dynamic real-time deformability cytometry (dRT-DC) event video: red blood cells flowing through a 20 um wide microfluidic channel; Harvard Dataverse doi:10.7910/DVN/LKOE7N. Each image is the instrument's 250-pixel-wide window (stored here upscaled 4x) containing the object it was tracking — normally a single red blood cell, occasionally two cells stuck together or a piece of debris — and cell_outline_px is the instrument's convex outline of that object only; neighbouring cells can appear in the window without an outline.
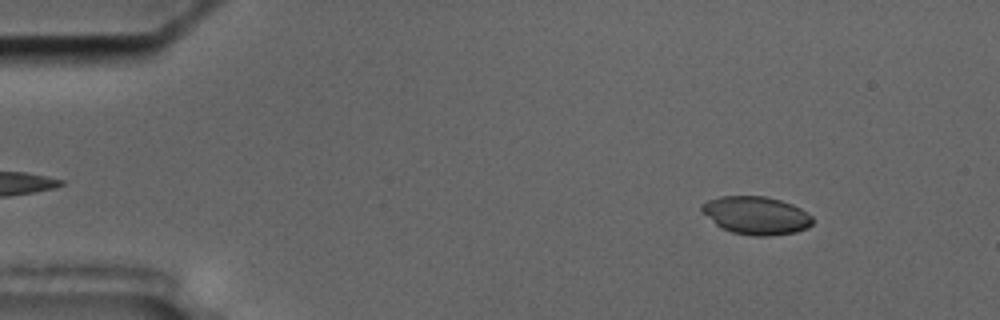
{"species": "common noctule bat (a hibernating species)", "species_latin": "Nyctalus noctula", "temperature_condition": "cold", "stored_images_in_passage": 55, "camera_frame_rate_fps": 3000, "um_per_image_px": 0.085, "animal": {"sex": "male", "body_mass_g": 17.5, "forearm_length_mm": 52.3}, "frame": {"image": 1, "passage_image": 6, "time_ms": 1.667, "image_size_px": [1000, 320], "cell_outline_px": [[812, 224], [808, 228], [796, 232], [768, 236], [756, 236], [732, 232], [720, 228], [700, 208], [708, 200], [720, 196], [764, 196], [780, 200], [792, 204], [808, 212], [812, 216]], "centroid_in_image_um": [64.31, 18.31], "position_along_channel_um": 20.7, "area_um2": 24.39}}
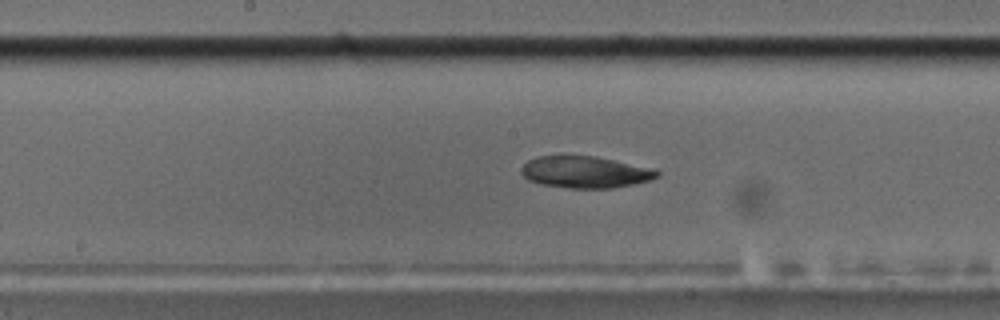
{"frame": {"image": 2, "passage_image": 28, "time_ms": 9.0, "image_size_px": [1000, 320], "cell_outline_px": [[660, 176], [648, 180], [632, 184], [612, 188], [568, 188], [544, 184], [528, 180], [520, 172], [520, 168], [528, 160], [536, 156], [596, 156], [656, 168], [660, 172]], "centroid_in_image_um": [49.77, 14.61], "position_along_channel_um": 198.4, "area_um2": 25.2}}
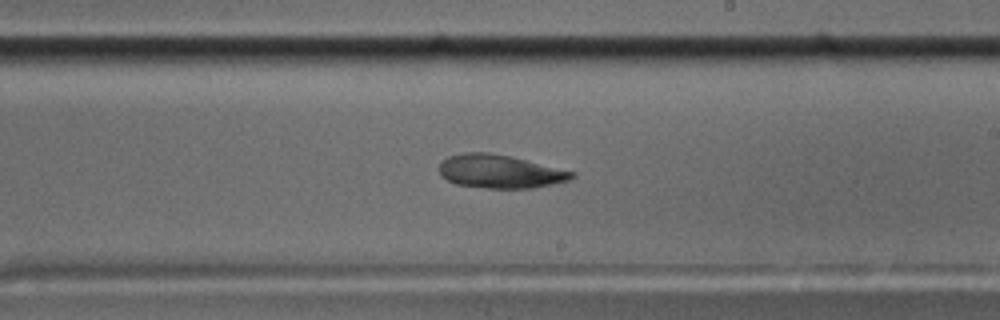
{"frame": {"image": 3, "passage_image": 32, "time_ms": 10.333, "image_size_px": [1000, 320], "cell_outline_px": [[576, 176], [568, 180], [552, 184], [532, 188], [488, 188], [456, 184], [440, 176], [440, 164], [448, 156], [464, 152], [488, 152], [508, 156], [576, 172]], "centroid_in_image_um": [42.48, 14.57], "position_along_channel_um": 246.5, "area_um2": 25.55}, "authors_computed_cell_mechanics": {"area_um2": 25.6054, "velocity_mm_per_s": 3.6195, "shape_relaxation_time_tau1_ms": null, "shape_relaxation_time_tau2_ms": 7.246, "deformation_change_tau1": null, "deformation_change_tau2": 0.1406}}